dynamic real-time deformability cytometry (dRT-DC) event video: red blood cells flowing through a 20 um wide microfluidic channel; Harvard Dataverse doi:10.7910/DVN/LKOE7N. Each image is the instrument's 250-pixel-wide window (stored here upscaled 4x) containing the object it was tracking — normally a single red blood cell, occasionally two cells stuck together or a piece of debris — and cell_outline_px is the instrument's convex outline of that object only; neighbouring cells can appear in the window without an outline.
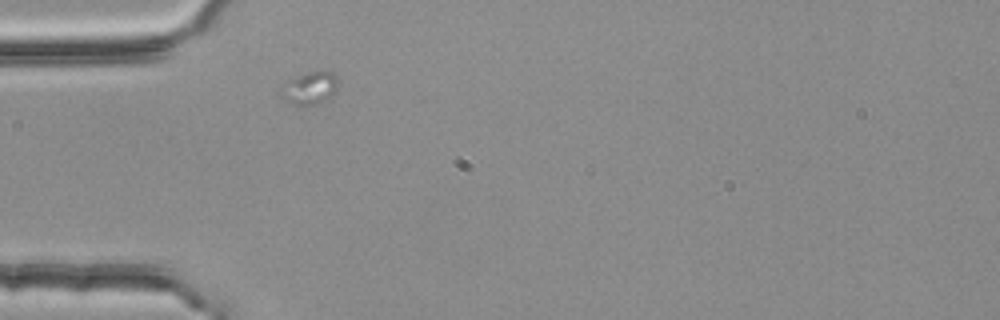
{"species": "common noctule bat (a hibernating species)", "species_latin": "Nyctalus noctula", "temperature_condition": "room temperature", "stored_images_in_passage": 9, "camera_frame_rate_fps": 3000, "um_per_image_px": 0.085, "animal": {"sex": "female", "body_mass_g": 25.1}, "frame": {"image": 1, "passage_image": 2, "time_ms": 0.333, "image_size_px": [1000, 320], "cell_outline_px": [[336, 88], [328, 96], [316, 104], [296, 104], [280, 96], [280, 92], [284, 84], [288, 80], [308, 72], [332, 72], [336, 76]], "centroid_in_image_um": [26.29, 7.46], "position_along_channel_um": 58.7, "area_um2": 10.06}}